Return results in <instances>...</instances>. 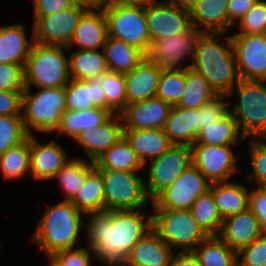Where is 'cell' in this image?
<instances>
[{"mask_svg":"<svg viewBox=\"0 0 266 266\" xmlns=\"http://www.w3.org/2000/svg\"><path fill=\"white\" fill-rule=\"evenodd\" d=\"M193 252L201 266L237 265V253L219 236H208Z\"/></svg>","mask_w":266,"mask_h":266,"instance_id":"d590c367","label":"cell"},{"mask_svg":"<svg viewBox=\"0 0 266 266\" xmlns=\"http://www.w3.org/2000/svg\"><path fill=\"white\" fill-rule=\"evenodd\" d=\"M107 23V35L126 42L148 53L151 41L148 33L145 7L123 6L106 0L102 6Z\"/></svg>","mask_w":266,"mask_h":266,"instance_id":"9c48e42d","label":"cell"},{"mask_svg":"<svg viewBox=\"0 0 266 266\" xmlns=\"http://www.w3.org/2000/svg\"><path fill=\"white\" fill-rule=\"evenodd\" d=\"M201 32L195 42L191 67L200 73L217 95L228 96L240 81L230 35ZM225 36V44L220 38Z\"/></svg>","mask_w":266,"mask_h":266,"instance_id":"7a4b0ae2","label":"cell"},{"mask_svg":"<svg viewBox=\"0 0 266 266\" xmlns=\"http://www.w3.org/2000/svg\"><path fill=\"white\" fill-rule=\"evenodd\" d=\"M237 92L238 102L229 108L245 138L266 135V81L244 80L233 87L229 96Z\"/></svg>","mask_w":266,"mask_h":266,"instance_id":"8992f818","label":"cell"},{"mask_svg":"<svg viewBox=\"0 0 266 266\" xmlns=\"http://www.w3.org/2000/svg\"><path fill=\"white\" fill-rule=\"evenodd\" d=\"M161 72L156 63L145 57L130 73L125 74L127 104L156 97Z\"/></svg>","mask_w":266,"mask_h":266,"instance_id":"d4e9b609","label":"cell"},{"mask_svg":"<svg viewBox=\"0 0 266 266\" xmlns=\"http://www.w3.org/2000/svg\"><path fill=\"white\" fill-rule=\"evenodd\" d=\"M249 152L252 173L247 175L248 181L255 182V185L266 181V140L263 137H252Z\"/></svg>","mask_w":266,"mask_h":266,"instance_id":"f6af8a7d","label":"cell"},{"mask_svg":"<svg viewBox=\"0 0 266 266\" xmlns=\"http://www.w3.org/2000/svg\"><path fill=\"white\" fill-rule=\"evenodd\" d=\"M0 169L3 178L20 179L31 175L30 168V134L19 145L9 148L0 155ZM29 172V173H28Z\"/></svg>","mask_w":266,"mask_h":266,"instance_id":"8d00e7d4","label":"cell"},{"mask_svg":"<svg viewBox=\"0 0 266 266\" xmlns=\"http://www.w3.org/2000/svg\"><path fill=\"white\" fill-rule=\"evenodd\" d=\"M237 264L239 266H266V233L237 252Z\"/></svg>","mask_w":266,"mask_h":266,"instance_id":"bcb514c9","label":"cell"},{"mask_svg":"<svg viewBox=\"0 0 266 266\" xmlns=\"http://www.w3.org/2000/svg\"><path fill=\"white\" fill-rule=\"evenodd\" d=\"M67 151L54 139L44 145L30 134V168L32 180H51L68 161Z\"/></svg>","mask_w":266,"mask_h":266,"instance_id":"ac0fdd59","label":"cell"},{"mask_svg":"<svg viewBox=\"0 0 266 266\" xmlns=\"http://www.w3.org/2000/svg\"><path fill=\"white\" fill-rule=\"evenodd\" d=\"M199 122V109L172 106L163 130L171 144L191 147L200 132Z\"/></svg>","mask_w":266,"mask_h":266,"instance_id":"7402d4cb","label":"cell"},{"mask_svg":"<svg viewBox=\"0 0 266 266\" xmlns=\"http://www.w3.org/2000/svg\"><path fill=\"white\" fill-rule=\"evenodd\" d=\"M190 211L199 227L207 236L219 235L223 219L209 190L194 201Z\"/></svg>","mask_w":266,"mask_h":266,"instance_id":"ab89813d","label":"cell"},{"mask_svg":"<svg viewBox=\"0 0 266 266\" xmlns=\"http://www.w3.org/2000/svg\"><path fill=\"white\" fill-rule=\"evenodd\" d=\"M112 114L105 109L94 108L91 110H65L61 116L59 127L55 132L66 135L71 139L85 129L90 130L104 123Z\"/></svg>","mask_w":266,"mask_h":266,"instance_id":"d6a6232c","label":"cell"},{"mask_svg":"<svg viewBox=\"0 0 266 266\" xmlns=\"http://www.w3.org/2000/svg\"><path fill=\"white\" fill-rule=\"evenodd\" d=\"M82 214L71 201L63 200L54 206L47 205L31 241L47 256L75 248L79 233L85 228Z\"/></svg>","mask_w":266,"mask_h":266,"instance_id":"3957f363","label":"cell"},{"mask_svg":"<svg viewBox=\"0 0 266 266\" xmlns=\"http://www.w3.org/2000/svg\"><path fill=\"white\" fill-rule=\"evenodd\" d=\"M64 46L34 42L24 66L25 88L62 87L70 81L69 57Z\"/></svg>","mask_w":266,"mask_h":266,"instance_id":"5b68a950","label":"cell"},{"mask_svg":"<svg viewBox=\"0 0 266 266\" xmlns=\"http://www.w3.org/2000/svg\"><path fill=\"white\" fill-rule=\"evenodd\" d=\"M23 91L0 90V115H22Z\"/></svg>","mask_w":266,"mask_h":266,"instance_id":"f907efd6","label":"cell"},{"mask_svg":"<svg viewBox=\"0 0 266 266\" xmlns=\"http://www.w3.org/2000/svg\"><path fill=\"white\" fill-rule=\"evenodd\" d=\"M228 0H200L190 12L191 25L200 32H228Z\"/></svg>","mask_w":266,"mask_h":266,"instance_id":"4316f807","label":"cell"},{"mask_svg":"<svg viewBox=\"0 0 266 266\" xmlns=\"http://www.w3.org/2000/svg\"><path fill=\"white\" fill-rule=\"evenodd\" d=\"M71 202L84 216L105 211L102 175L95 165L87 172L85 182Z\"/></svg>","mask_w":266,"mask_h":266,"instance_id":"1f68e13d","label":"cell"},{"mask_svg":"<svg viewBox=\"0 0 266 266\" xmlns=\"http://www.w3.org/2000/svg\"><path fill=\"white\" fill-rule=\"evenodd\" d=\"M150 161L145 189L152 203L192 163L191 147L171 144L160 157Z\"/></svg>","mask_w":266,"mask_h":266,"instance_id":"30bf717a","label":"cell"},{"mask_svg":"<svg viewBox=\"0 0 266 266\" xmlns=\"http://www.w3.org/2000/svg\"><path fill=\"white\" fill-rule=\"evenodd\" d=\"M200 33L191 25L185 32L178 35L155 40L151 43L146 58L161 69L188 68L181 63L189 56L193 58L195 42Z\"/></svg>","mask_w":266,"mask_h":266,"instance_id":"9a60e30c","label":"cell"},{"mask_svg":"<svg viewBox=\"0 0 266 266\" xmlns=\"http://www.w3.org/2000/svg\"><path fill=\"white\" fill-rule=\"evenodd\" d=\"M101 51L104 52L108 70L122 74L130 73L146 57L136 47L112 37H107Z\"/></svg>","mask_w":266,"mask_h":266,"instance_id":"f546056e","label":"cell"},{"mask_svg":"<svg viewBox=\"0 0 266 266\" xmlns=\"http://www.w3.org/2000/svg\"><path fill=\"white\" fill-rule=\"evenodd\" d=\"M213 196L222 219L248 209L249 191L242 184L229 182L211 183L208 189Z\"/></svg>","mask_w":266,"mask_h":266,"instance_id":"f1b7e54d","label":"cell"},{"mask_svg":"<svg viewBox=\"0 0 266 266\" xmlns=\"http://www.w3.org/2000/svg\"><path fill=\"white\" fill-rule=\"evenodd\" d=\"M185 68L162 69L158 80L156 97L172 106H177L185 90Z\"/></svg>","mask_w":266,"mask_h":266,"instance_id":"60d3db41","label":"cell"},{"mask_svg":"<svg viewBox=\"0 0 266 266\" xmlns=\"http://www.w3.org/2000/svg\"><path fill=\"white\" fill-rule=\"evenodd\" d=\"M0 90H25L24 67L22 65L0 63Z\"/></svg>","mask_w":266,"mask_h":266,"instance_id":"c3c4849f","label":"cell"},{"mask_svg":"<svg viewBox=\"0 0 266 266\" xmlns=\"http://www.w3.org/2000/svg\"><path fill=\"white\" fill-rule=\"evenodd\" d=\"M174 253L151 229L134 245L122 266H170Z\"/></svg>","mask_w":266,"mask_h":266,"instance_id":"603a6c76","label":"cell"},{"mask_svg":"<svg viewBox=\"0 0 266 266\" xmlns=\"http://www.w3.org/2000/svg\"><path fill=\"white\" fill-rule=\"evenodd\" d=\"M48 258L50 259L48 266H59V264L56 262V260L52 256H48Z\"/></svg>","mask_w":266,"mask_h":266,"instance_id":"94428289","label":"cell"},{"mask_svg":"<svg viewBox=\"0 0 266 266\" xmlns=\"http://www.w3.org/2000/svg\"><path fill=\"white\" fill-rule=\"evenodd\" d=\"M27 136L22 115H0V155L22 143Z\"/></svg>","mask_w":266,"mask_h":266,"instance_id":"7bdbcfd3","label":"cell"},{"mask_svg":"<svg viewBox=\"0 0 266 266\" xmlns=\"http://www.w3.org/2000/svg\"><path fill=\"white\" fill-rule=\"evenodd\" d=\"M210 183L191 163L151 204L153 209L190 210L194 201L209 189Z\"/></svg>","mask_w":266,"mask_h":266,"instance_id":"8fae6325","label":"cell"},{"mask_svg":"<svg viewBox=\"0 0 266 266\" xmlns=\"http://www.w3.org/2000/svg\"><path fill=\"white\" fill-rule=\"evenodd\" d=\"M123 137L144 165L148 159L160 157L171 146L163 129H123Z\"/></svg>","mask_w":266,"mask_h":266,"instance_id":"83f0119b","label":"cell"},{"mask_svg":"<svg viewBox=\"0 0 266 266\" xmlns=\"http://www.w3.org/2000/svg\"><path fill=\"white\" fill-rule=\"evenodd\" d=\"M25 25L0 26V63L25 66L34 43L33 32L29 41Z\"/></svg>","mask_w":266,"mask_h":266,"instance_id":"484cf974","label":"cell"},{"mask_svg":"<svg viewBox=\"0 0 266 266\" xmlns=\"http://www.w3.org/2000/svg\"><path fill=\"white\" fill-rule=\"evenodd\" d=\"M123 136L120 114H112L104 123L80 132L74 140L84 148L87 158L94 162L105 150Z\"/></svg>","mask_w":266,"mask_h":266,"instance_id":"d6986e66","label":"cell"},{"mask_svg":"<svg viewBox=\"0 0 266 266\" xmlns=\"http://www.w3.org/2000/svg\"><path fill=\"white\" fill-rule=\"evenodd\" d=\"M94 166V162L83 158H72L64 164L54 178L63 191L64 200L71 201L86 180L87 172Z\"/></svg>","mask_w":266,"mask_h":266,"instance_id":"74e56055","label":"cell"},{"mask_svg":"<svg viewBox=\"0 0 266 266\" xmlns=\"http://www.w3.org/2000/svg\"><path fill=\"white\" fill-rule=\"evenodd\" d=\"M145 17L151 43L178 35L191 26L189 10L168 0L145 7Z\"/></svg>","mask_w":266,"mask_h":266,"instance_id":"2e32d148","label":"cell"},{"mask_svg":"<svg viewBox=\"0 0 266 266\" xmlns=\"http://www.w3.org/2000/svg\"><path fill=\"white\" fill-rule=\"evenodd\" d=\"M104 52L99 50H77L69 55V75L71 79L89 80L107 72Z\"/></svg>","mask_w":266,"mask_h":266,"instance_id":"e575fe53","label":"cell"},{"mask_svg":"<svg viewBox=\"0 0 266 266\" xmlns=\"http://www.w3.org/2000/svg\"><path fill=\"white\" fill-rule=\"evenodd\" d=\"M153 210L152 229L173 251L193 252L208 237L190 210Z\"/></svg>","mask_w":266,"mask_h":266,"instance_id":"52a82bcc","label":"cell"},{"mask_svg":"<svg viewBox=\"0 0 266 266\" xmlns=\"http://www.w3.org/2000/svg\"><path fill=\"white\" fill-rule=\"evenodd\" d=\"M65 87L66 110H107V98L102 88V75L89 80L70 79Z\"/></svg>","mask_w":266,"mask_h":266,"instance_id":"ffe728a7","label":"cell"},{"mask_svg":"<svg viewBox=\"0 0 266 266\" xmlns=\"http://www.w3.org/2000/svg\"><path fill=\"white\" fill-rule=\"evenodd\" d=\"M171 2H174L175 4L181 6L182 8H185L187 10H190L193 8L200 0H168Z\"/></svg>","mask_w":266,"mask_h":266,"instance_id":"680465c9","label":"cell"},{"mask_svg":"<svg viewBox=\"0 0 266 266\" xmlns=\"http://www.w3.org/2000/svg\"><path fill=\"white\" fill-rule=\"evenodd\" d=\"M232 146L235 145H205L191 146L192 164L211 183L228 182L229 178L238 170V160Z\"/></svg>","mask_w":266,"mask_h":266,"instance_id":"7c38bea8","label":"cell"},{"mask_svg":"<svg viewBox=\"0 0 266 266\" xmlns=\"http://www.w3.org/2000/svg\"><path fill=\"white\" fill-rule=\"evenodd\" d=\"M72 6H78L86 11H93L102 8L106 0H69Z\"/></svg>","mask_w":266,"mask_h":266,"instance_id":"9f6ffc18","label":"cell"},{"mask_svg":"<svg viewBox=\"0 0 266 266\" xmlns=\"http://www.w3.org/2000/svg\"><path fill=\"white\" fill-rule=\"evenodd\" d=\"M244 139L246 138L241 134L237 121L228 112L217 122L201 129L194 144L216 146L238 145V142L241 143Z\"/></svg>","mask_w":266,"mask_h":266,"instance_id":"836d02e7","label":"cell"},{"mask_svg":"<svg viewBox=\"0 0 266 266\" xmlns=\"http://www.w3.org/2000/svg\"><path fill=\"white\" fill-rule=\"evenodd\" d=\"M95 260L94 252L85 246L82 248H73L57 251L52 255L59 266H92L90 259Z\"/></svg>","mask_w":266,"mask_h":266,"instance_id":"681fc988","label":"cell"},{"mask_svg":"<svg viewBox=\"0 0 266 266\" xmlns=\"http://www.w3.org/2000/svg\"><path fill=\"white\" fill-rule=\"evenodd\" d=\"M98 170L103 180L105 211L147 209L150 200L139 171Z\"/></svg>","mask_w":266,"mask_h":266,"instance_id":"ba28073f","label":"cell"},{"mask_svg":"<svg viewBox=\"0 0 266 266\" xmlns=\"http://www.w3.org/2000/svg\"><path fill=\"white\" fill-rule=\"evenodd\" d=\"M185 83V90L177 104L179 107L199 109L217 96L208 81L191 67L185 68Z\"/></svg>","mask_w":266,"mask_h":266,"instance_id":"f35d334b","label":"cell"},{"mask_svg":"<svg viewBox=\"0 0 266 266\" xmlns=\"http://www.w3.org/2000/svg\"><path fill=\"white\" fill-rule=\"evenodd\" d=\"M171 106L161 98L127 104L120 113L123 129H163Z\"/></svg>","mask_w":266,"mask_h":266,"instance_id":"e0dca14e","label":"cell"},{"mask_svg":"<svg viewBox=\"0 0 266 266\" xmlns=\"http://www.w3.org/2000/svg\"><path fill=\"white\" fill-rule=\"evenodd\" d=\"M110 3L113 4H119L123 6H142V7H147L151 6L153 4L160 3L164 0H107Z\"/></svg>","mask_w":266,"mask_h":266,"instance_id":"6f0895ef","label":"cell"},{"mask_svg":"<svg viewBox=\"0 0 266 266\" xmlns=\"http://www.w3.org/2000/svg\"><path fill=\"white\" fill-rule=\"evenodd\" d=\"M230 34L240 79L266 81V34Z\"/></svg>","mask_w":266,"mask_h":266,"instance_id":"5bb4252c","label":"cell"},{"mask_svg":"<svg viewBox=\"0 0 266 266\" xmlns=\"http://www.w3.org/2000/svg\"><path fill=\"white\" fill-rule=\"evenodd\" d=\"M263 234L259 220L248 208L223 219L219 237L236 253Z\"/></svg>","mask_w":266,"mask_h":266,"instance_id":"44dd1931","label":"cell"},{"mask_svg":"<svg viewBox=\"0 0 266 266\" xmlns=\"http://www.w3.org/2000/svg\"><path fill=\"white\" fill-rule=\"evenodd\" d=\"M248 208L259 220L262 232L266 233V195L257 188L250 191Z\"/></svg>","mask_w":266,"mask_h":266,"instance_id":"816d5d0a","label":"cell"},{"mask_svg":"<svg viewBox=\"0 0 266 266\" xmlns=\"http://www.w3.org/2000/svg\"><path fill=\"white\" fill-rule=\"evenodd\" d=\"M257 0H228V31L243 17Z\"/></svg>","mask_w":266,"mask_h":266,"instance_id":"db71d44e","label":"cell"},{"mask_svg":"<svg viewBox=\"0 0 266 266\" xmlns=\"http://www.w3.org/2000/svg\"><path fill=\"white\" fill-rule=\"evenodd\" d=\"M257 189L266 195V181L260 182L257 184Z\"/></svg>","mask_w":266,"mask_h":266,"instance_id":"91938a15","label":"cell"},{"mask_svg":"<svg viewBox=\"0 0 266 266\" xmlns=\"http://www.w3.org/2000/svg\"><path fill=\"white\" fill-rule=\"evenodd\" d=\"M34 17H44L59 12L71 4L69 0H32Z\"/></svg>","mask_w":266,"mask_h":266,"instance_id":"f5cc1de1","label":"cell"},{"mask_svg":"<svg viewBox=\"0 0 266 266\" xmlns=\"http://www.w3.org/2000/svg\"><path fill=\"white\" fill-rule=\"evenodd\" d=\"M31 93L25 88L22 95V120L24 129L33 135L34 130L42 133H55L61 116L66 110L65 87L38 88Z\"/></svg>","mask_w":266,"mask_h":266,"instance_id":"277c9868","label":"cell"},{"mask_svg":"<svg viewBox=\"0 0 266 266\" xmlns=\"http://www.w3.org/2000/svg\"><path fill=\"white\" fill-rule=\"evenodd\" d=\"M225 98L229 97L217 95L199 108L200 130L217 122L229 112V104H231V101H223Z\"/></svg>","mask_w":266,"mask_h":266,"instance_id":"7dc6e473","label":"cell"},{"mask_svg":"<svg viewBox=\"0 0 266 266\" xmlns=\"http://www.w3.org/2000/svg\"><path fill=\"white\" fill-rule=\"evenodd\" d=\"M235 26L239 30L235 34H266V0H257Z\"/></svg>","mask_w":266,"mask_h":266,"instance_id":"ee69618b","label":"cell"},{"mask_svg":"<svg viewBox=\"0 0 266 266\" xmlns=\"http://www.w3.org/2000/svg\"><path fill=\"white\" fill-rule=\"evenodd\" d=\"M170 266H201L194 252H177L173 254Z\"/></svg>","mask_w":266,"mask_h":266,"instance_id":"11a10c76","label":"cell"},{"mask_svg":"<svg viewBox=\"0 0 266 266\" xmlns=\"http://www.w3.org/2000/svg\"><path fill=\"white\" fill-rule=\"evenodd\" d=\"M102 88L107 98V110L120 114L127 106L125 74L107 71L102 74Z\"/></svg>","mask_w":266,"mask_h":266,"instance_id":"b9f144b4","label":"cell"},{"mask_svg":"<svg viewBox=\"0 0 266 266\" xmlns=\"http://www.w3.org/2000/svg\"><path fill=\"white\" fill-rule=\"evenodd\" d=\"M107 37V23L103 9L86 11L75 28L67 50L73 46H77L79 50L103 49Z\"/></svg>","mask_w":266,"mask_h":266,"instance_id":"cb8c5ba5","label":"cell"},{"mask_svg":"<svg viewBox=\"0 0 266 266\" xmlns=\"http://www.w3.org/2000/svg\"><path fill=\"white\" fill-rule=\"evenodd\" d=\"M85 12V9L71 5L49 16L34 17V42L68 47L75 28Z\"/></svg>","mask_w":266,"mask_h":266,"instance_id":"4fadbf2b","label":"cell"},{"mask_svg":"<svg viewBox=\"0 0 266 266\" xmlns=\"http://www.w3.org/2000/svg\"><path fill=\"white\" fill-rule=\"evenodd\" d=\"M147 209L103 211L88 215L85 221L87 246L95 261L105 266H122L134 245L152 229Z\"/></svg>","mask_w":266,"mask_h":266,"instance_id":"6da1fadb","label":"cell"},{"mask_svg":"<svg viewBox=\"0 0 266 266\" xmlns=\"http://www.w3.org/2000/svg\"><path fill=\"white\" fill-rule=\"evenodd\" d=\"M94 165L97 169L115 171H139L145 166L123 136L105 150Z\"/></svg>","mask_w":266,"mask_h":266,"instance_id":"4dcf8cb0","label":"cell"}]
</instances>
